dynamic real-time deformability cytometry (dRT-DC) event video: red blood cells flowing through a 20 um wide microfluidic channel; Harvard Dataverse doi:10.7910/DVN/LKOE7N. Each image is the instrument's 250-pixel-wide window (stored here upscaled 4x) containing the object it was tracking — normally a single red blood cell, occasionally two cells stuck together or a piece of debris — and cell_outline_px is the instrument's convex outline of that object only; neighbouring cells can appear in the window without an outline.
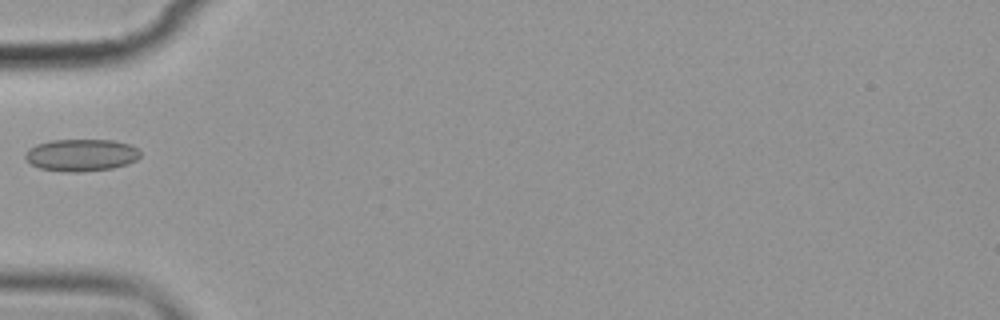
{"species": "common noctule bat (a hibernating species)", "species_latin": "Nyctalus noctula", "temperature_condition": "cold", "stored_images_in_passage": 3, "camera_frame_rate_fps": 3000, "um_per_image_px": 0.085, "animal": {"sex": "female", "body_mass_g": 19.9}, "frame": {"image": 1, "passage_image": 3, "time_ms": 2.333, "image_size_px": [1000, 320], "cell_outline_px": [[140, 156], [136, 160], [128, 164], [112, 168], [80, 172], [64, 172], [40, 168], [32, 164], [24, 156], [24, 152], [28, 148], [36, 144], [52, 140], [116, 140], [128, 144], [136, 148], [140, 152]], "centroid_in_image_um": [6.89, 13.18], "position_along_channel_um": 78.1, "area_um2": 21.62}}